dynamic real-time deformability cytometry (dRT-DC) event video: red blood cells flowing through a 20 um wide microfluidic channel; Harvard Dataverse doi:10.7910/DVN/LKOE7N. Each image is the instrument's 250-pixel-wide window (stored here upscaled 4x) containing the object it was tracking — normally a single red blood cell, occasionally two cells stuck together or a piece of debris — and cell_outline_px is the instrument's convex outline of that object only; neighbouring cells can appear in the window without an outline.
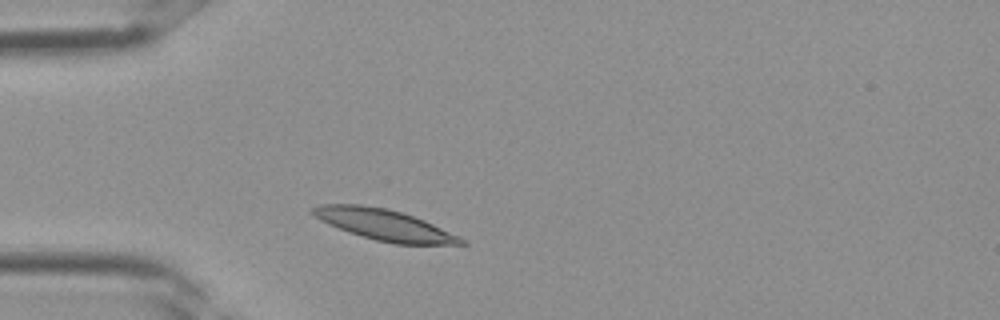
{"species": "Egyptian fruit bat (a non-hibernating species)", "species_latin": "Rousettus aegyptiacus", "temperature_condition": "room temperature", "stored_images_in_passage": 2, "camera_frame_rate_fps": 3000, "um_per_image_px": 0.085, "frame": {"image": 1, "passage_image": 2, "time_ms": 0.333, "image_size_px": [1000, 320], "cell_outline_px": [[468, 244], [396, 244], [376, 240], [348, 232], [320, 220], [308, 208], [320, 204], [360, 204], [384, 208], [400, 212], [424, 220], [460, 236]], "centroid_in_image_um": [32.65, 19.1], "position_along_channel_um": 52.4, "area_um2": 26.47}}